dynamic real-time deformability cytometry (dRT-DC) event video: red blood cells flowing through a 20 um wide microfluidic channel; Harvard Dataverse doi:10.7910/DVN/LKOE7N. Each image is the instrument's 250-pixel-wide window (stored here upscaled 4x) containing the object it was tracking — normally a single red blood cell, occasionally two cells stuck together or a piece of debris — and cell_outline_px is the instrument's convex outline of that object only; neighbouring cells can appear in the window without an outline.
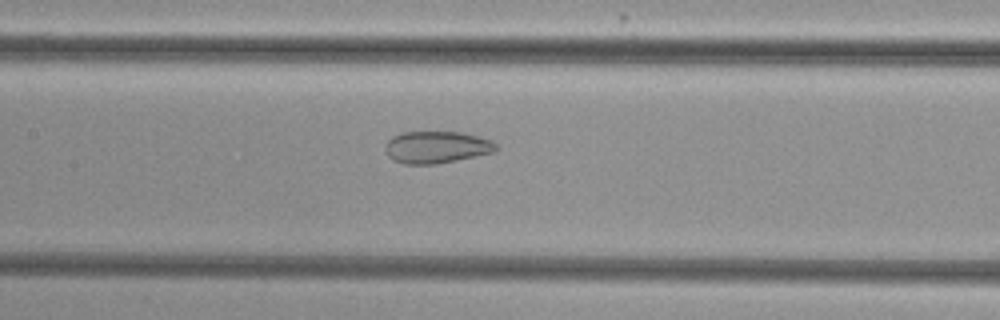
{"species": "common noctule bat (a hibernating species)", "species_latin": "Nyctalus noctula", "temperature_condition": "cold", "stored_images_in_passage": 42, "camera_frame_rate_fps": 3000, "um_per_image_px": 0.085, "animal": {"sex": "female", "body_mass_g": 29.2, "forearm_length_mm": 56.3}, "frame": {"image": 1, "passage_image": 14, "time_ms": 4.333, "image_size_px": [1000, 320], "cell_outline_px": [[500, 148], [496, 152], [436, 164], [404, 164], [392, 160], [388, 156], [384, 148], [384, 144], [392, 136], [404, 132], [460, 132], [492, 140]], "centroid_in_image_um": [37.1, 12.52], "position_along_channel_um": 170.3, "area_um2": 20.87}}
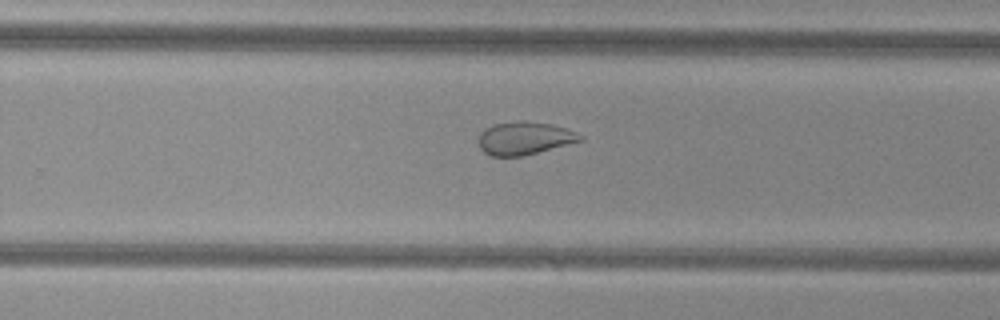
{"frame": {"image": 2, "passage_image": 23, "time_ms": 7.333, "image_size_px": [1000, 320], "cell_outline_px": [[584, 140], [524, 156], [492, 156], [484, 152], [480, 148], [480, 132], [484, 128], [492, 124], [516, 120], [524, 120], [548, 124], [564, 128], [576, 132], [584, 136]], "centroid_in_image_um": [44.58, 11.74], "position_along_channel_um": 285.2, "area_um2": 19.59}}
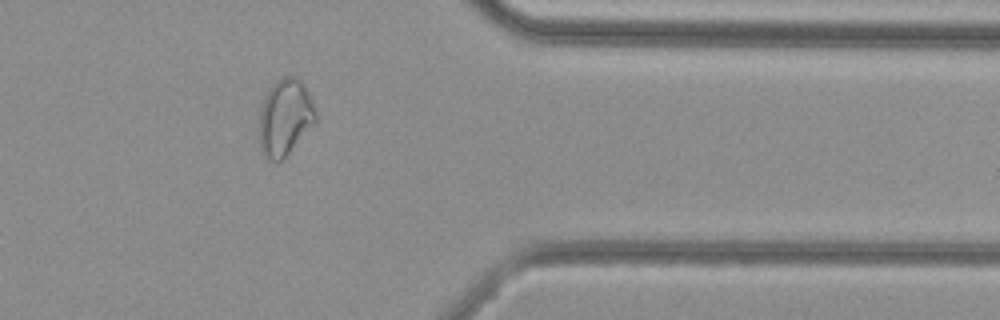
{"frame": {"image": 3, "passage_image": 32, "time_ms": 10.333, "image_size_px": [1000, 320], "cell_outline_px": [[316, 124], [280, 160], [272, 160], [260, 152], [260, 108], [264, 96], [268, 88], [276, 80], [284, 76], [296, 76], [304, 84], [312, 100], [316, 112]], "centroid_in_image_um": [24.23, 9.92], "position_along_channel_um": 387.2, "area_um2": 25.14}, "authors_computed_cell_mechanics": {"area_um2": 23.698, "velocity_mm_per_s": 3.8423, "shape_relaxation_time_tau1_ms": null, "shape_relaxation_time_tau2_ms": 1.369, "deformation_change_tau1": null, "deformation_change_tau2": 0.0758}}